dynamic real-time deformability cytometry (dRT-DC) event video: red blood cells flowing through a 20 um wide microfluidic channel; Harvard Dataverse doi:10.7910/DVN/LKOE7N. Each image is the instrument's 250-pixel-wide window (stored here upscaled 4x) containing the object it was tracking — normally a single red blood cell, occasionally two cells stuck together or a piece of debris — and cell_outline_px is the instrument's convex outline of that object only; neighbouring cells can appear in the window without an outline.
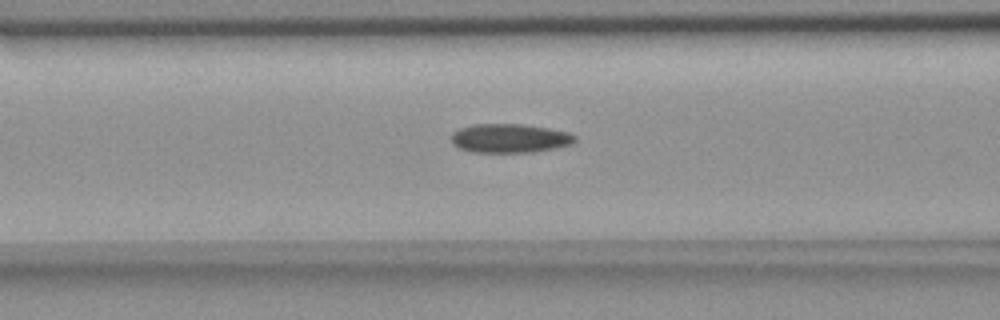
{"species": "common noctule bat (a hibernating species)", "species_latin": "Nyctalus noctula", "temperature_condition": "room temperature", "stored_images_in_passage": 31, "camera_frame_rate_fps": 3000, "um_per_image_px": 0.085, "animal": {"sex": "female", "body_mass_g": 18.4}, "frame": {"image": 1, "passage_image": 12, "time_ms": 3.667, "image_size_px": [1000, 320], "cell_outline_px": [[576, 140], [572, 144], [556, 148], [532, 152], [472, 152], [460, 148], [452, 144], [452, 132], [460, 128], [476, 124], [520, 124], [548, 128], [568, 132], [576, 136]], "centroid_in_image_um": [43.34, 11.75], "position_along_channel_um": 123.3, "area_um2": 20.81}}
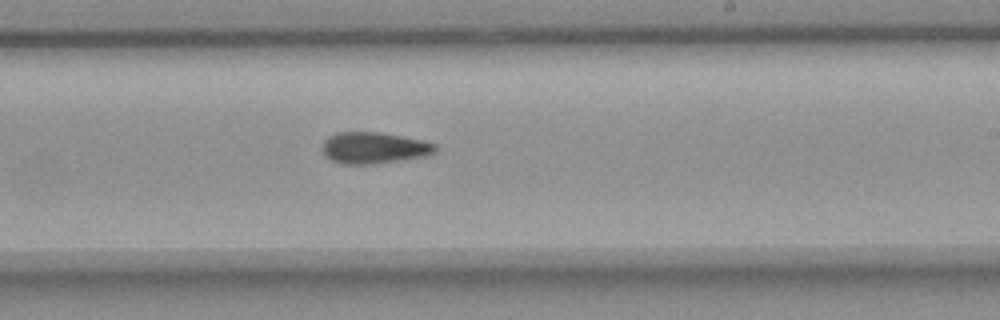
{"frame": {"image": 2, "passage_image": 23, "time_ms": 7.333, "image_size_px": [1000, 320], "cell_outline_px": [[436, 152], [432, 156], [376, 164], [340, 164], [324, 156], [320, 148], [324, 140], [328, 136], [336, 132], [380, 132], [420, 140], [436, 144]], "centroid_in_image_um": [31.77, 12.58], "position_along_channel_um": 257.2, "area_um2": 21.15}}
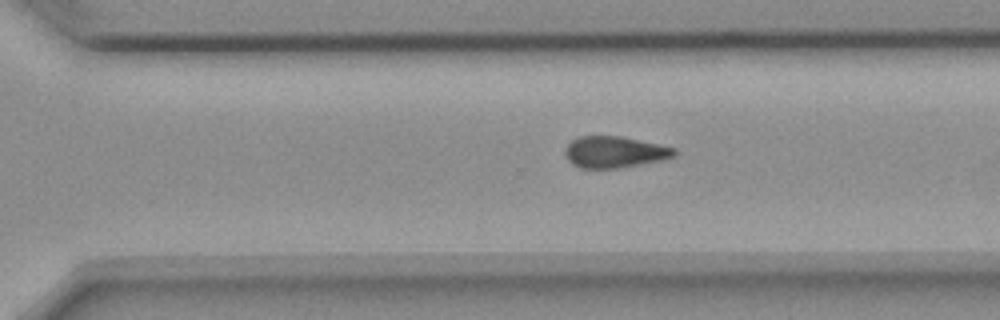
{"frame": {"image": 3, "passage_image": 28, "time_ms": 9.0, "image_size_px": [1000, 320], "cell_outline_px": [[676, 156], [660, 160], [616, 168], [580, 168], [572, 164], [568, 160], [564, 152], [564, 148], [572, 140], [580, 136], [620, 136], [676, 148]], "centroid_in_image_um": [52.2, 12.92], "position_along_channel_um": 318.4, "area_um2": 19.83}}